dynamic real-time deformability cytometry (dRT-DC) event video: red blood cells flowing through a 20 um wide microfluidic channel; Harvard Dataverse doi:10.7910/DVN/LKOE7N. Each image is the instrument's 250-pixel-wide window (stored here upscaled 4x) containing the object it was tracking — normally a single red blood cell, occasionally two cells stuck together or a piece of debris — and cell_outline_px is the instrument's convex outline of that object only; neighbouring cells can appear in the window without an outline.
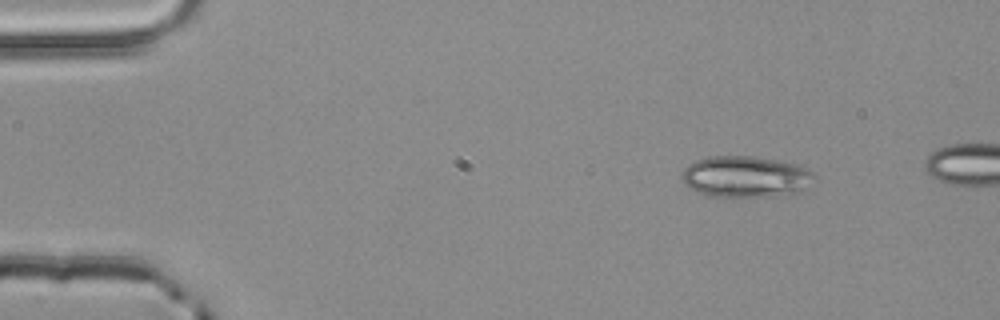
{"species": "common noctule bat (a hibernating species)", "species_latin": "Nyctalus noctula", "temperature_condition": "room temperature", "stored_images_in_passage": 3, "camera_frame_rate_fps": 3000, "um_per_image_px": 0.085, "animal": {"sex": "male", "body_mass_g": 20.4}, "frame": {"image": 1, "passage_image": 1, "time_ms": 0.0, "image_size_px": [1000, 320], "cell_outline_px": [[816, 176], [796, 192], [768, 196], [704, 196], [684, 184], [680, 180], [680, 172], [688, 164], [696, 160], [708, 156], [756, 156], [796, 164], [808, 168]], "centroid_in_image_um": [63.26, 15.0], "position_along_channel_um": 21.7, "area_um2": 31.73}}